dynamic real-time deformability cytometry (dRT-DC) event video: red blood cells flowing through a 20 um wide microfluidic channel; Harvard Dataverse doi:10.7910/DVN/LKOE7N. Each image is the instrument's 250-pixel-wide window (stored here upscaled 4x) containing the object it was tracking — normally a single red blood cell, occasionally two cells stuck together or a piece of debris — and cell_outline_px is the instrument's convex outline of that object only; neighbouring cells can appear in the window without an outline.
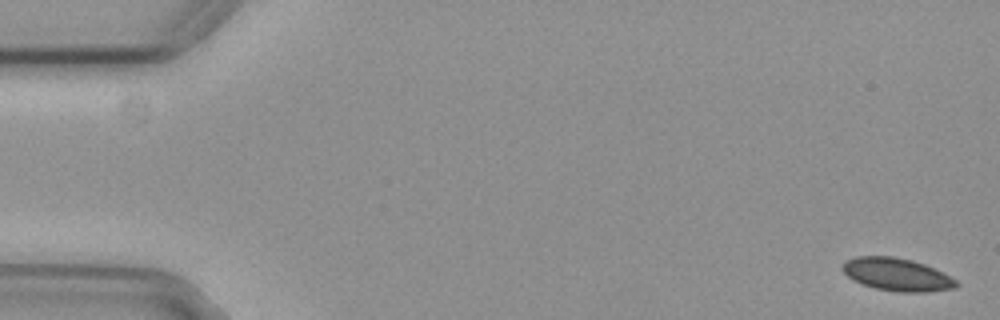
{"species": "common noctule bat (a hibernating species)", "species_latin": "Nyctalus noctula", "temperature_condition": "cold", "stored_images_in_passage": 12, "camera_frame_rate_fps": 3000, "um_per_image_px": 0.085, "animal": {"sex": "female", "body_mass_g": 29.2, "forearm_length_mm": 56.3}, "frame": {"image": 1, "passage_image": 2, "time_ms": 0.333, "image_size_px": [1000, 320], "cell_outline_px": [[960, 284], [956, 288], [928, 292], [896, 292], [876, 288], [864, 284], [848, 276], [840, 268], [840, 264], [844, 260], [856, 256], [892, 256], [912, 260], [924, 264], [956, 280]], "centroid_in_image_um": [76.21, 23.33], "position_along_channel_um": 8.8, "area_um2": 21.68}}